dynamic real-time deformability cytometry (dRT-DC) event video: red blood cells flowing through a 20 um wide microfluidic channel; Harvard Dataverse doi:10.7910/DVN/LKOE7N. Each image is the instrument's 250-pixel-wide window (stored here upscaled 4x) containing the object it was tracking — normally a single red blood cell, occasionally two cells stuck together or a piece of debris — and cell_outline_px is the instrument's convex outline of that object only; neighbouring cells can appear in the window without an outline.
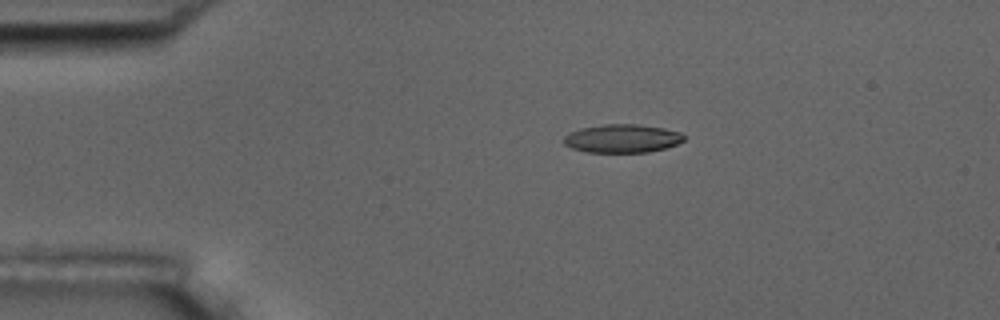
{"species": "common noctule bat (a hibernating species)", "species_latin": "Nyctalus noctula", "temperature_condition": "room temperature", "stored_images_in_passage": 9, "camera_frame_rate_fps": 3000, "um_per_image_px": 0.085, "animal": {"sex": "male", "body_mass_g": 17.5, "forearm_length_mm": 52.3}, "frame": {"image": 1, "passage_image": 1, "time_ms": 0.0, "image_size_px": [1000, 320], "cell_outline_px": [[684, 140], [676, 144], [664, 148], [648, 152], [588, 152], [572, 148], [564, 144], [564, 136], [568, 132], [580, 128], [604, 124], [640, 124], [664, 128], [680, 132], [684, 136]], "centroid_in_image_um": [52.87, 11.76], "position_along_channel_um": 32.1, "area_um2": 19.88}}
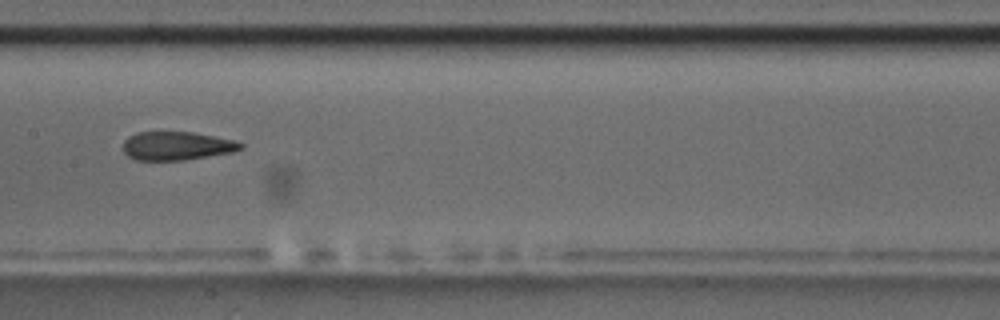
{"frame": {"image": 2, "passage_image": 6, "time_ms": 5.667, "image_size_px": [1000, 320], "cell_outline_px": [[244, 148], [232, 152], [184, 160], [136, 160], [128, 156], [124, 152], [124, 140], [128, 136], [136, 132], [192, 132], [236, 140], [244, 144]], "centroid_in_image_um": [15.04, 12.39], "position_along_channel_um": 192.4, "area_um2": 19.59}}
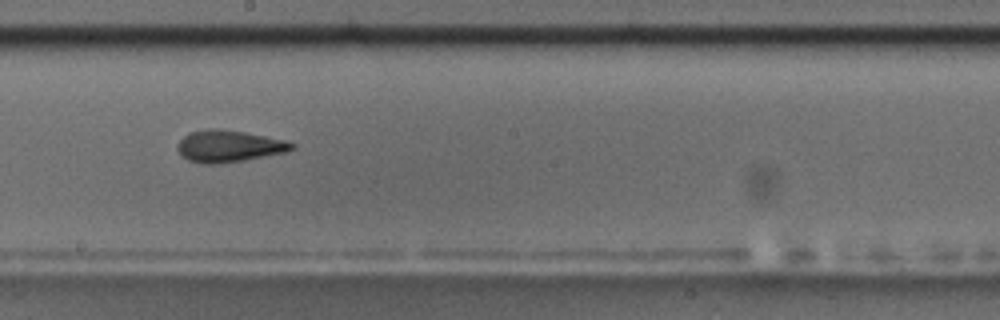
{"frame": {"image": 3, "passage_image": 7, "time_ms": 6.667, "image_size_px": [1000, 320], "cell_outline_px": [[296, 148], [288, 152], [244, 160], [216, 164], [200, 164], [188, 160], [180, 156], [176, 148], [176, 144], [188, 132], [208, 128], [216, 128], [244, 132], [284, 140], [296, 144]], "centroid_in_image_um": [19.42, 12.43], "position_along_channel_um": 228.8, "area_um2": 21.5}}